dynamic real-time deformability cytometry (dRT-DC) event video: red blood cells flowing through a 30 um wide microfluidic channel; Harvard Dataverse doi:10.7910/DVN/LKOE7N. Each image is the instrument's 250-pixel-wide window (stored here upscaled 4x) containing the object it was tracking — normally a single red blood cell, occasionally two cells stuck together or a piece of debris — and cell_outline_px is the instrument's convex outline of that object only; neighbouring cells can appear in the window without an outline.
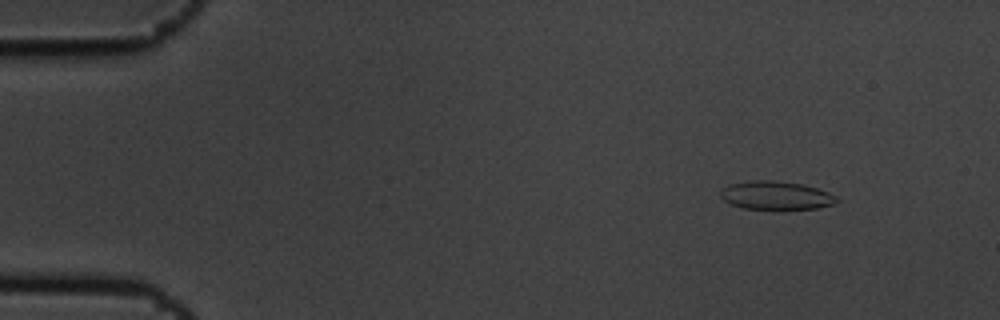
{"species": "common noctule bat (a hibernating species)", "species_latin": "Nyctalus noctula", "temperature_condition": "cold", "stored_images_in_passage": 4, "camera_frame_rate_fps": 3000, "um_per_image_px": 0.085, "animal": {"sex": "male", "body_mass_g": 19.5, "forearm_length_mm": 54.6}, "frame": {"image": 1, "passage_image": 2, "time_ms": 0.333, "image_size_px": [1000, 320], "cell_outline_px": [[840, 200], [836, 204], [816, 208], [772, 212], [744, 208], [732, 204], [724, 200], [720, 196], [720, 192], [728, 184], [752, 180], [776, 180], [804, 184], [828, 192], [836, 196]], "centroid_in_image_um": [65.99, 16.65], "position_along_channel_um": 19.0, "area_um2": 20.11}}